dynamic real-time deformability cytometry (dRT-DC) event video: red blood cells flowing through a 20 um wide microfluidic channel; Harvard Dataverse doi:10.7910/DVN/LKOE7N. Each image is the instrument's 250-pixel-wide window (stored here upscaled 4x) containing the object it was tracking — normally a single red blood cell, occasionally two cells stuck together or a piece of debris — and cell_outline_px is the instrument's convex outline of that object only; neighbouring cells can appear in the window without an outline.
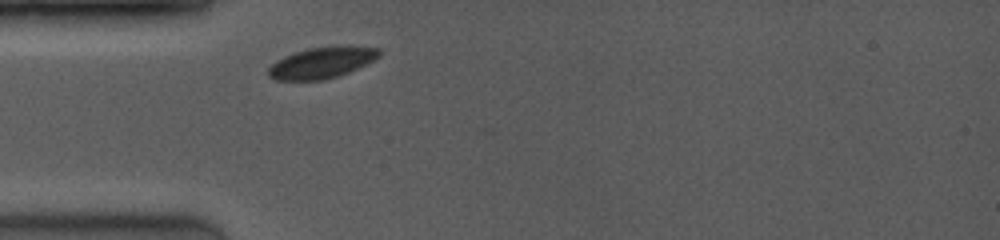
{"species": "common noctule bat (a hibernating species)", "species_latin": "Nyctalus noctula", "temperature_condition": "room temperature", "stored_images_in_passage": 1, "camera_frame_rate_fps": 4000, "um_per_image_px": 0.085, "animal": {"sex": "female", "body_mass_g": 19.0, "forearm_length_mm": 53.3}, "frame": {"image": 1, "passage_image": 1, "time_ms": 0.0, "image_size_px": [1000, 240], "cell_outline_px": [[380, 56], [348, 72], [324, 80], [276, 80], [268, 76], [268, 68], [276, 60], [284, 56], [296, 52], [312, 48], [380, 48]], "centroid_in_image_um": [27.25, 5.38], "position_along_channel_um": 57.8, "area_um2": 19.13}}